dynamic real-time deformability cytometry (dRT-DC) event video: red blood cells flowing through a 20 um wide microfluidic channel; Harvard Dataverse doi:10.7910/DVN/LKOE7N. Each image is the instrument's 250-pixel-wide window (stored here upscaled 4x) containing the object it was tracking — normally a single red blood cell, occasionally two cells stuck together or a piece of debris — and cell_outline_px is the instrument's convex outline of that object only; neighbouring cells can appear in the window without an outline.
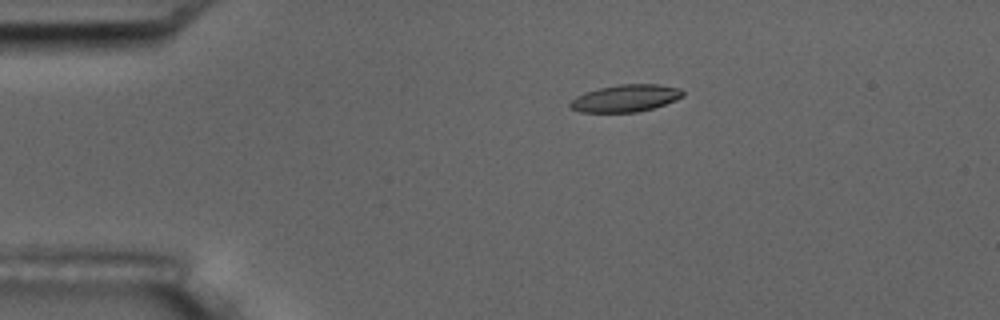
{"species": "common noctule bat (a hibernating species)", "species_latin": "Nyctalus noctula", "temperature_condition": "room temperature", "stored_images_in_passage": 4, "camera_frame_rate_fps": 3000, "um_per_image_px": 0.085, "animal": {"sex": "male", "body_mass_g": 17.5, "forearm_length_mm": 52.3}, "frame": {"image": 1, "passage_image": 2, "time_ms": 1.333, "image_size_px": [1000, 320], "cell_outline_px": [[684, 96], [676, 100], [652, 108], [636, 112], [580, 112], [572, 108], [568, 104], [576, 96], [584, 92], [600, 88], [620, 84], [660, 84], [680, 88], [684, 92]], "centroid_in_image_um": [53.19, 8.34], "position_along_channel_um": 31.8, "area_um2": 17.8}}